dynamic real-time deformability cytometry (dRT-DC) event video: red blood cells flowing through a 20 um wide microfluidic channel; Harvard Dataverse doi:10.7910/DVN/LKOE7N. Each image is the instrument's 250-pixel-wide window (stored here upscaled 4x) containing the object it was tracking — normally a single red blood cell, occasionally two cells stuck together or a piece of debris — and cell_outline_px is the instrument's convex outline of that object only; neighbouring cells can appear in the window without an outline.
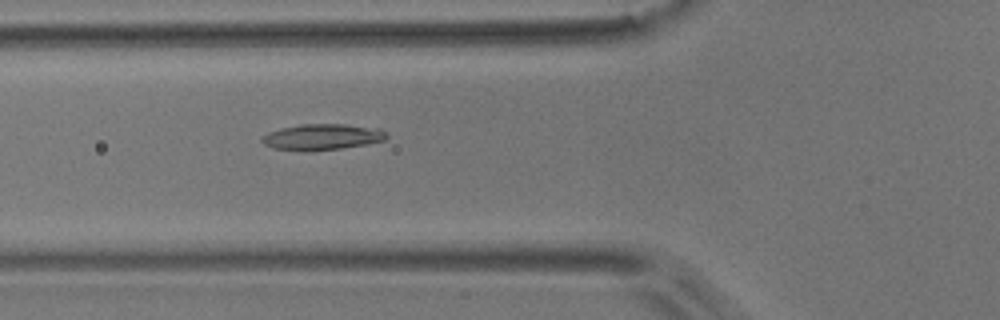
{"species": "common noctule bat (a hibernating species)", "species_latin": "Nyctalus noctula", "temperature_condition": "room temperature", "stored_images_in_passage": 46, "camera_frame_rate_fps": 3000, "um_per_image_px": 0.085, "animal": {"sex": "male", "body_mass_g": 17.9}, "frame": {"image": 1, "passage_image": 12, "time_ms": 3.667, "image_size_px": [1000, 320], "cell_outline_px": [[388, 136], [384, 140], [364, 144], [340, 148], [304, 152], [272, 148], [264, 144], [260, 140], [260, 136], [268, 132], [280, 128], [300, 124], [348, 124], [380, 128]], "centroid_in_image_um": [27.31, 11.64], "position_along_channel_um": 98.5, "area_um2": 19.07}}
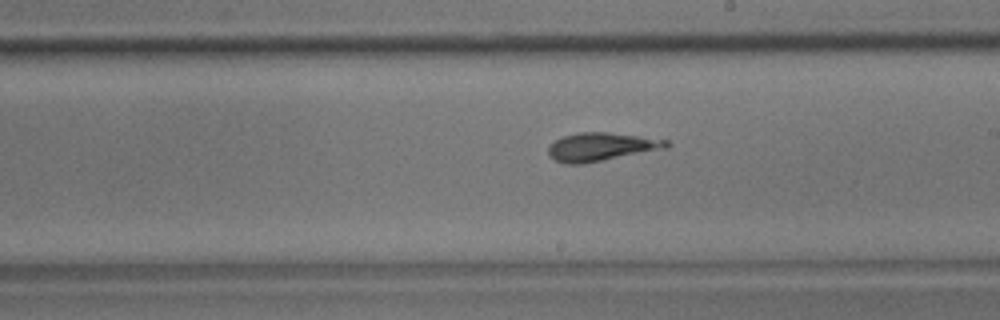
{"frame": {"image": 2, "passage_image": 23, "time_ms": 7.333, "image_size_px": [1000, 320], "cell_outline_px": [[672, 144], [668, 148], [580, 164], [568, 164], [556, 160], [548, 152], [548, 148], [556, 140], [564, 136], [580, 132], [608, 132], [668, 140]], "centroid_in_image_um": [51.15, 12.47], "position_along_channel_um": 237.8, "area_um2": 19.13}}
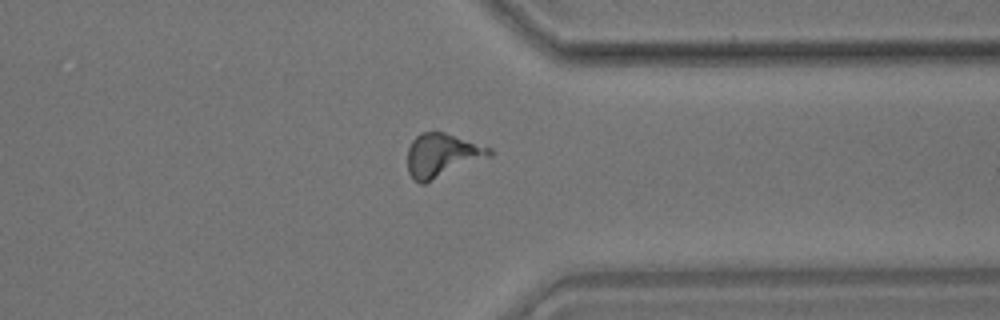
{"frame": {"image": 3, "passage_image": 34, "time_ms": 11.0, "image_size_px": [1000, 320], "cell_outline_px": [[492, 156], [424, 184], [420, 184], [412, 180], [408, 172], [408, 148], [412, 140], [420, 132], [444, 132], [492, 148]], "centroid_in_image_um": [37.56, 13.22], "position_along_channel_um": 373.8, "area_um2": 20.98}}